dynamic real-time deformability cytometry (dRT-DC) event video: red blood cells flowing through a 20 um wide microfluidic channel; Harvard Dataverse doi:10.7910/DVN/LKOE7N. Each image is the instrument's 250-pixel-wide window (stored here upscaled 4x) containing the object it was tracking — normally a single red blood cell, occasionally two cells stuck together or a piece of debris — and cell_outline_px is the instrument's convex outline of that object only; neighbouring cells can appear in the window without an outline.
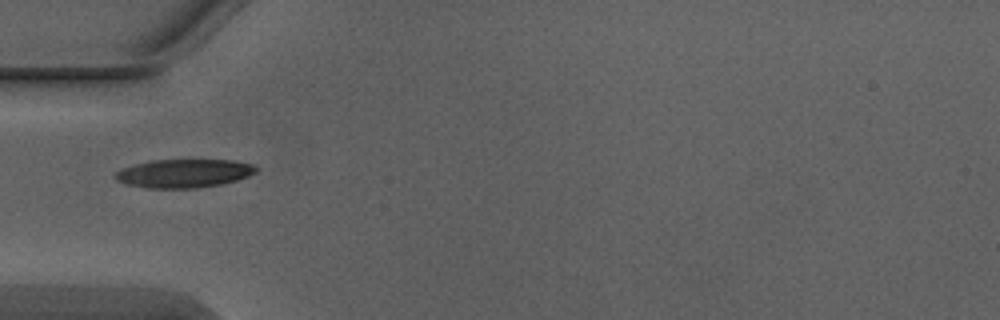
{"species": "Egyptian fruit bat (a non-hibernating species)", "species_latin": "Rousettus aegyptiacus", "temperature_condition": "warm", "stored_images_in_passage": 5, "camera_frame_rate_fps": 3000, "um_per_image_px": 0.085, "animal": {"sex": "male"}, "frame": {"image": 1, "passage_image": 4, "time_ms": 1.0, "image_size_px": [1000, 320], "cell_outline_px": [[256, 172], [248, 176], [236, 180], [220, 184], [196, 188], [148, 188], [124, 184], [116, 180], [112, 176], [116, 172], [124, 168], [136, 164], [152, 160], [232, 160], [252, 164], [256, 168]], "centroid_in_image_um": [15.6, 14.74], "position_along_channel_um": 69.4, "area_um2": 23.24}}
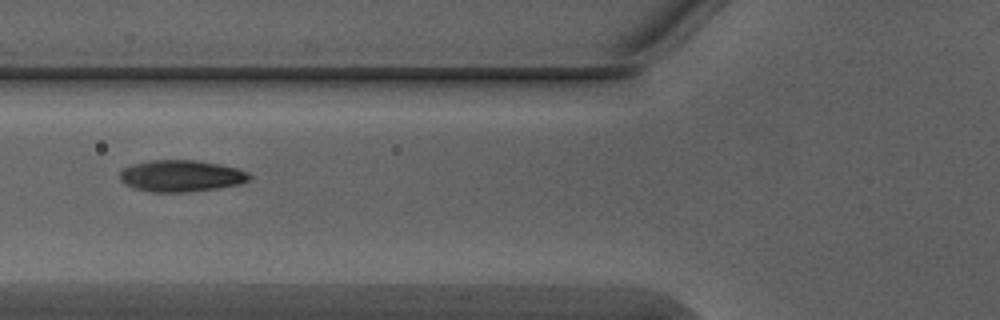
{"frame": {"image": 2, "passage_image": 5, "time_ms": 1.333, "image_size_px": [1000, 320], "cell_outline_px": [[252, 176], [248, 180], [240, 184], [216, 188], [184, 192], [152, 192], [136, 188], [124, 184], [120, 180], [120, 172], [124, 168], [132, 164], [148, 160], [196, 160], [236, 168], [248, 172]], "centroid_in_image_um": [15.37, 14.95], "position_along_channel_um": 110.4, "area_um2": 23.7}}